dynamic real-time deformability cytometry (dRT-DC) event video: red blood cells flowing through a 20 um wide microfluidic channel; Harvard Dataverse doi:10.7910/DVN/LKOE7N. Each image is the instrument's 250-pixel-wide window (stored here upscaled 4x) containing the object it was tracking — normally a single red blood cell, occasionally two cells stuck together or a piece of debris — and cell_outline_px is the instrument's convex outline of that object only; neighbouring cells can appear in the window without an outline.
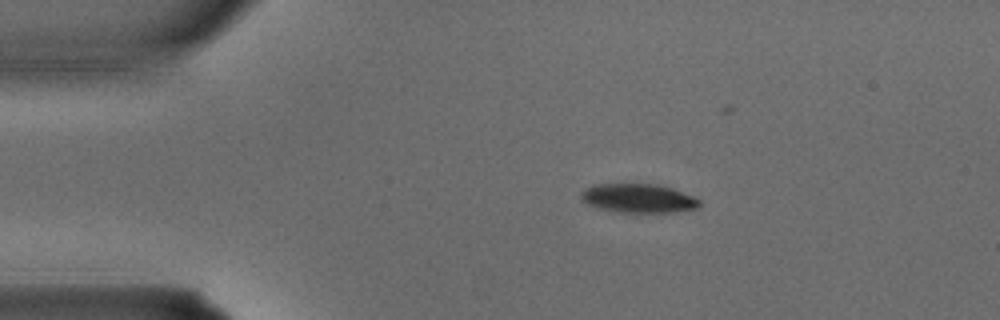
{"species": "common noctule bat (a hibernating species)", "species_latin": "Nyctalus noctula", "temperature_condition": "warm", "stored_images_in_passage": 3, "camera_frame_rate_fps": 3000, "um_per_image_px": 0.085, "animal": {"sex": "male", "body_mass_g": 15.6}, "frame": {"image": 1, "passage_image": 1, "time_ms": 0.0, "image_size_px": [1000, 320], "cell_outline_px": [[700, 204], [696, 208], [672, 212], [620, 212], [596, 208], [580, 200], [580, 192], [584, 188], [592, 184], [656, 184], [672, 188], [692, 196], [700, 200]], "centroid_in_image_um": [54.18, 16.84], "position_along_channel_um": 30.8, "area_um2": 20.0}}
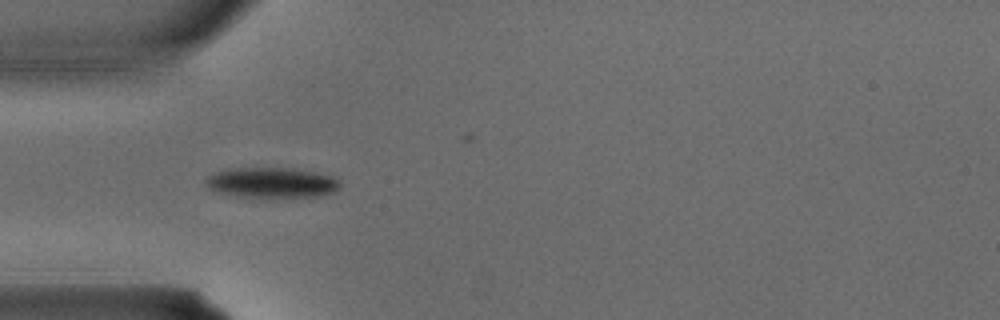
{"frame": {"image": 2, "passage_image": 2, "time_ms": 0.333, "image_size_px": [1000, 320], "cell_outline_px": [[340, 188], [332, 192], [320, 196], [240, 196], [220, 192], [208, 188], [204, 180], [212, 172], [228, 168], [292, 168], [316, 172], [332, 176], [340, 180]], "centroid_in_image_um": [23.09, 15.49], "position_along_channel_um": 61.9, "area_um2": 23.52}}
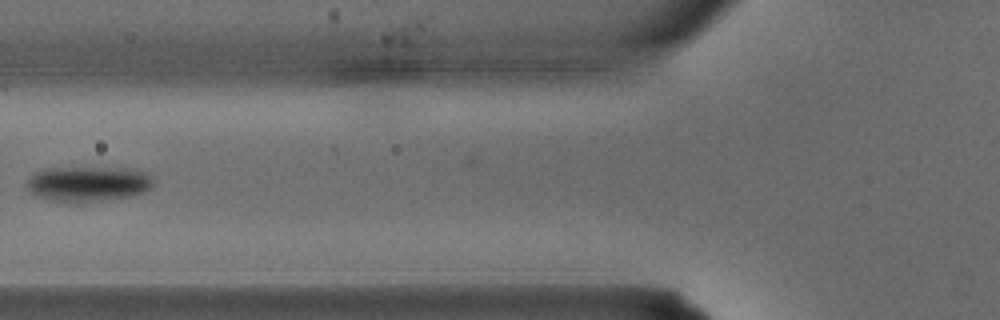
{"frame": {"image": 3, "passage_image": 3, "time_ms": 0.667, "image_size_px": [1000, 320], "cell_outline_px": [[156, 180], [144, 192], [132, 196], [100, 200], [48, 200], [36, 196], [28, 192], [28, 176], [44, 168], [124, 168], [148, 172]], "centroid_in_image_um": [7.5, 15.59], "position_along_channel_um": 118.3, "area_um2": 25.61}}